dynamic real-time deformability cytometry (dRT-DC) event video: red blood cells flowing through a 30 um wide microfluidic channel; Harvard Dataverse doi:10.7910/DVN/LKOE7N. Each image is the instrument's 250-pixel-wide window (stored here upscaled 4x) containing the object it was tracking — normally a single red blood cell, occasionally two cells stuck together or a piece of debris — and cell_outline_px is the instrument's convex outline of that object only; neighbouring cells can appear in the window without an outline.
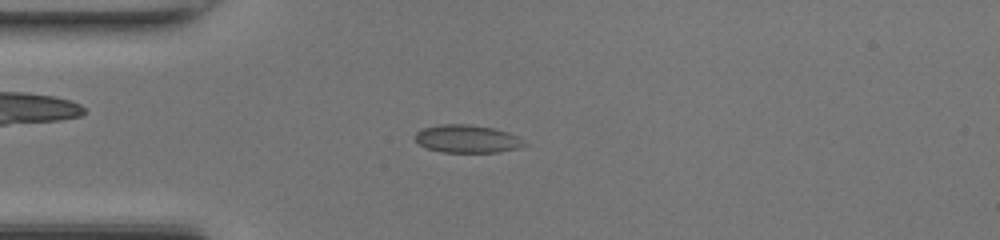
{"species": "common noctule bat (a hibernating species)", "species_latin": "Nyctalus noctula", "temperature_condition": "room temperature", "stored_images_in_passage": 48, "camera_frame_rate_fps": 3000, "um_per_image_px": 0.085, "animal": {"sex": "female", "body_mass_g": 17.0, "forearm_length_mm": 48.0}, "frame": {"image": 1, "passage_image": 13, "time_ms": 4.0, "image_size_px": [1000, 240], "cell_outline_px": [[528, 144], [520, 148], [496, 152], [440, 152], [428, 148], [420, 144], [416, 140], [416, 132], [424, 128], [440, 124], [468, 124], [492, 128], [508, 132], [516, 136]], "centroid_in_image_um": [39.72, 11.8], "position_along_channel_um": 45.3, "area_um2": 17.57}}
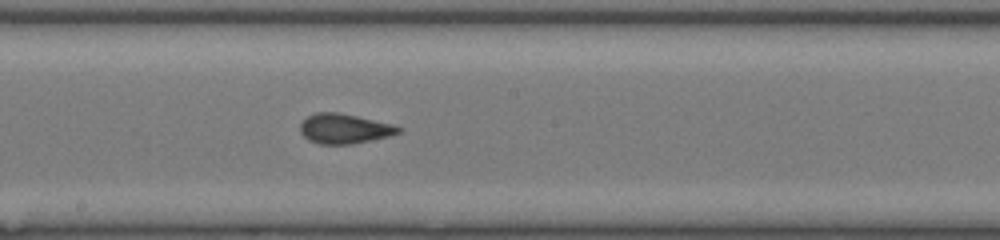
{"frame": {"image": 2, "passage_image": 26, "time_ms": 8.333, "image_size_px": [1000, 240], "cell_outline_px": [[404, 128], [400, 132], [388, 136], [352, 144], [320, 144], [308, 140], [300, 132], [300, 124], [308, 116], [316, 112], [336, 112], [356, 116], [392, 124]], "centroid_in_image_um": [29.25, 10.94], "position_along_channel_um": 218.9, "area_um2": 16.94}}
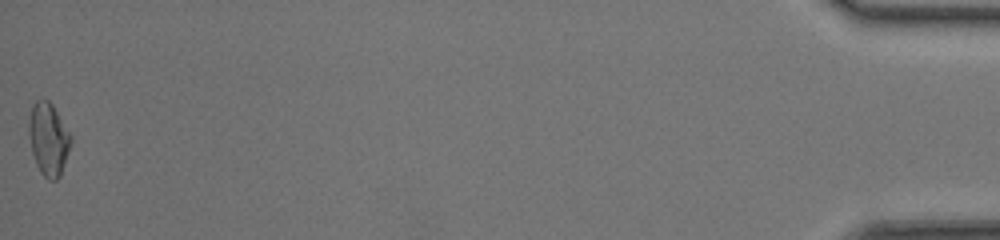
{"frame": {"image": 3, "passage_image": 48, "time_ms": 15.667, "image_size_px": [1000, 240], "cell_outline_px": [[72, 140], [60, 176], [56, 180], [48, 180], [40, 172], [36, 164], [32, 152], [28, 132], [28, 120], [32, 104], [36, 100], [48, 100], [52, 104], [72, 136]], "centroid_in_image_um": [4.11, 11.82], "position_along_channel_um": 431.1, "area_um2": 17.8}, "authors_computed_cell_mechanics": {"area_um2": 16.9065, "velocity_mm_per_s": 4.3691, "shape_relaxation_time_tau1_ms": 4.6658, "shape_relaxation_time_tau2_ms": 0.6847, "deformation_change_tau1": 0.1493, "deformation_change_tau2": 0.0736}}